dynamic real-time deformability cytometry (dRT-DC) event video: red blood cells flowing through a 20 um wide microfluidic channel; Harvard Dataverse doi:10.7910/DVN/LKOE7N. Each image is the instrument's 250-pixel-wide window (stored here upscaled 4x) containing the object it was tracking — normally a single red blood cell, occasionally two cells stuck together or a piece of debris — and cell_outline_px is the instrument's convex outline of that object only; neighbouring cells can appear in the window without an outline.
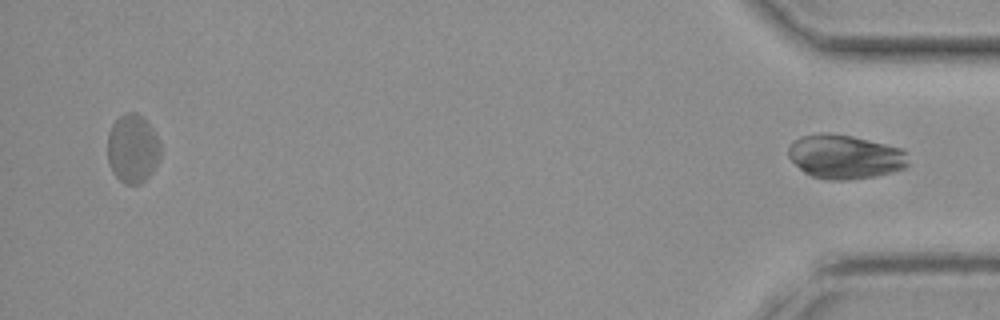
{"species": "common noctule bat (a hibernating species)", "species_latin": "Nyctalus noctula", "temperature_condition": "cold", "stored_images_in_passage": 37, "segment_of_instrument_passage": [2, 2], "camera_frame_rate_fps": 3000, "um_per_image_px": 0.085, "animal": {"sex": "female", "body_mass_g": 19.3, "forearm_length_mm": 54.1}, "frame": {"image": 1, "passage_image": 37, "time_ms": 12.0, "image_size_px": [1000, 320], "cell_outline_px": [[908, 164], [904, 168], [892, 172], [872, 176], [844, 180], [828, 180], [812, 176], [804, 172], [788, 156], [788, 148], [800, 136], [824, 132], [852, 136], [904, 148]], "centroid_in_image_um": [71.82, 13.31], "position_along_channel_um": 363.4, "area_um2": 30.58}}